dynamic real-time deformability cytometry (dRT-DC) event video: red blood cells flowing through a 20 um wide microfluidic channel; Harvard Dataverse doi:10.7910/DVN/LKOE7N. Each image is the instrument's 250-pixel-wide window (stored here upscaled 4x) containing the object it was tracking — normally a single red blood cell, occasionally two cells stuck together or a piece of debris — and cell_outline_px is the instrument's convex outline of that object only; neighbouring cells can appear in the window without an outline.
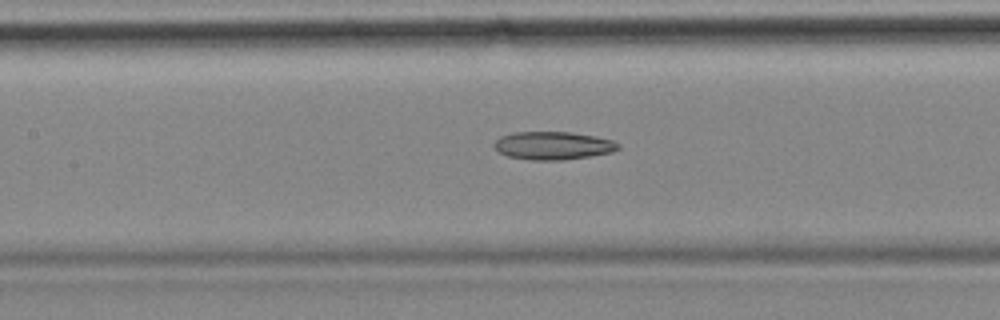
{"species": "common noctule bat (a hibernating species)", "species_latin": "Nyctalus noctula", "temperature_condition": "cold", "stored_images_in_passage": 55, "camera_frame_rate_fps": 3000, "um_per_image_px": 0.085, "animal": {"sex": "female", "body_mass_g": 18.4}, "frame": {"image": 1, "passage_image": 24, "time_ms": 7.667, "image_size_px": [1000, 320], "cell_outline_px": [[620, 148], [612, 152], [592, 156], [564, 160], [532, 160], [508, 156], [496, 152], [492, 144], [500, 136], [512, 132], [572, 132], [596, 136], [612, 140], [620, 144]], "centroid_in_image_um": [46.99, 12.37], "position_along_channel_um": 160.4, "area_um2": 20.58}}